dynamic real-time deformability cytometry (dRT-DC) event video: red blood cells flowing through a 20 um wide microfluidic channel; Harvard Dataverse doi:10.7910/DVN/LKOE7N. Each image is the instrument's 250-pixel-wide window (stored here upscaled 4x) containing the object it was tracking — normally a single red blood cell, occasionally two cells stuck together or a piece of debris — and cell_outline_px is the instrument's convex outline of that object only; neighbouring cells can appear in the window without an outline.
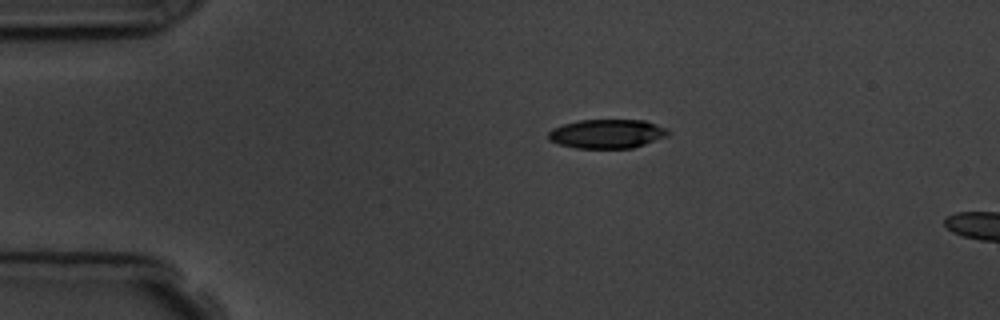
{"species": "common noctule bat (a hibernating species)", "species_latin": "Nyctalus noctula", "temperature_condition": "room temperature", "stored_images_in_passage": 3, "segment_of_instrument_passage": [1, 2], "camera_frame_rate_fps": 3000, "um_per_image_px": 0.085, "animal": {"sex": "male", "body_mass_g": 19.5, "forearm_length_mm": 54.6}, "frame": {"image": 1, "passage_image": 1, "time_ms": 0.0, "image_size_px": [1000, 320], "cell_outline_px": [[668, 136], [632, 148], [576, 148], [560, 144], [548, 140], [548, 132], [552, 128], [564, 124], [580, 120], [644, 120], [668, 128]], "centroid_in_image_um": [51.59, 11.37], "position_along_channel_um": 33.4, "area_um2": 20.23}}